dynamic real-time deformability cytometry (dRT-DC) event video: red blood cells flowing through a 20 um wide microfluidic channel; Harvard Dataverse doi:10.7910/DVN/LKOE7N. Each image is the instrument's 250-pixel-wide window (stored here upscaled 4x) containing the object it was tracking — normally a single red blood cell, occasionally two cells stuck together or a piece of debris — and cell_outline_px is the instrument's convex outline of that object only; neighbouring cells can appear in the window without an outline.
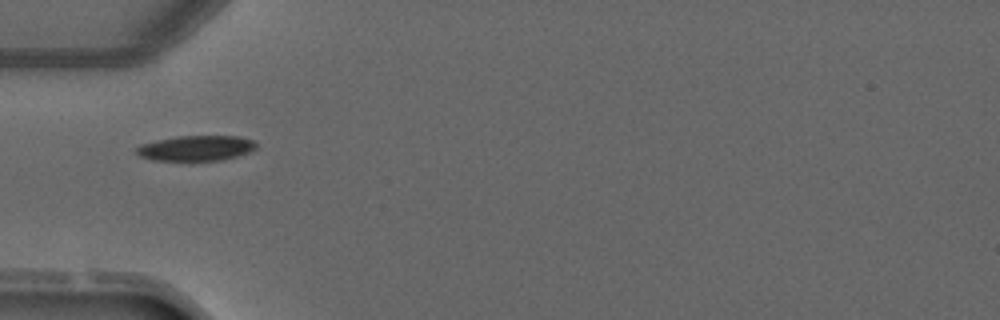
{"species": "common noctule bat (a hibernating species)", "species_latin": "Nyctalus noctula", "temperature_condition": "warm", "stored_images_in_passage": 5, "camera_frame_rate_fps": 3000, "um_per_image_px": 0.085, "animal": {"sex": "male", "forearm_length_mm": 52.5}, "frame": {"image": 1, "passage_image": 4, "time_ms": 3.667, "image_size_px": [1000, 320], "cell_outline_px": [[256, 148], [248, 152], [236, 156], [220, 160], [192, 164], [152, 160], [140, 156], [136, 152], [136, 148], [140, 144], [176, 136], [240, 136], [252, 140], [256, 144]], "centroid_in_image_um": [16.61, 12.64], "position_along_channel_um": 68.4, "area_um2": 18.44}}
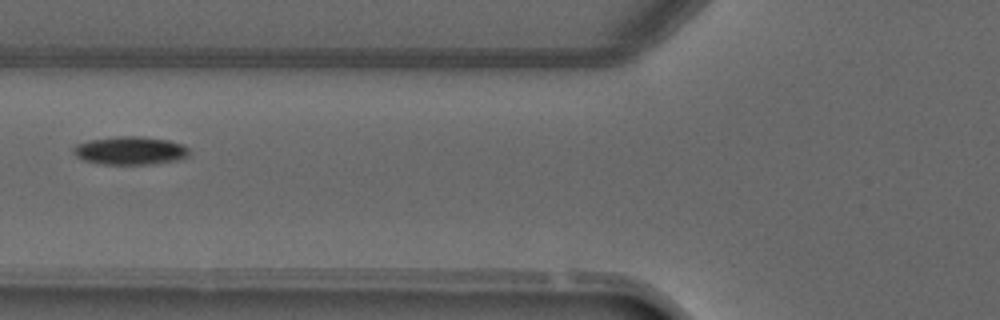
{"frame": {"image": 2, "passage_image": 5, "time_ms": 4.667, "image_size_px": [1000, 320], "cell_outline_px": [[188, 156], [176, 160], [152, 164], [104, 164], [84, 160], [76, 156], [72, 152], [72, 148], [76, 144], [88, 140], [116, 136], [144, 136], [168, 140], [184, 144], [188, 148]], "centroid_in_image_um": [11.05, 12.78], "position_along_channel_um": 114.7, "area_um2": 19.13}}